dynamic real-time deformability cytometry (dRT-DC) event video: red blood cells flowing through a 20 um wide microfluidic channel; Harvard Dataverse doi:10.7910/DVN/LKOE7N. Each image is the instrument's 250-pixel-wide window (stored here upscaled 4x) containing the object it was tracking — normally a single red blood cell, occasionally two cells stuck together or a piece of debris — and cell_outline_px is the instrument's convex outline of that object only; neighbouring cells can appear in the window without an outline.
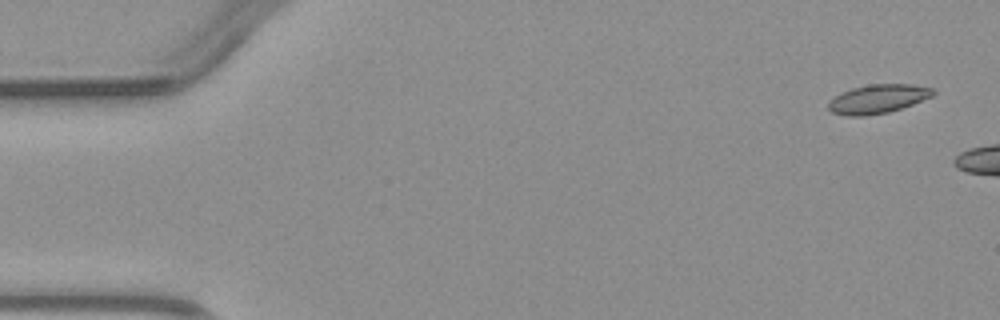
{"species": "common noctule bat (a hibernating species)", "species_latin": "Nyctalus noctula", "temperature_condition": "warm", "stored_images_in_passage": 3, "camera_frame_rate_fps": 3000, "um_per_image_px": 0.085, "animal": {"sex": "male", "body_mass_g": 23.1, "forearm_length_mm": 52.7}, "frame": {"image": 1, "passage_image": 1, "time_ms": 0.0, "image_size_px": [1000, 320], "cell_outline_px": [[936, 92], [932, 96], [912, 104], [888, 112], [864, 116], [848, 116], [832, 112], [828, 108], [828, 100], [840, 92], [852, 88], [868, 84], [912, 84], [932, 88]], "centroid_in_image_um": [74.58, 8.4], "position_along_channel_um": 10.4, "area_um2": 17.63}}